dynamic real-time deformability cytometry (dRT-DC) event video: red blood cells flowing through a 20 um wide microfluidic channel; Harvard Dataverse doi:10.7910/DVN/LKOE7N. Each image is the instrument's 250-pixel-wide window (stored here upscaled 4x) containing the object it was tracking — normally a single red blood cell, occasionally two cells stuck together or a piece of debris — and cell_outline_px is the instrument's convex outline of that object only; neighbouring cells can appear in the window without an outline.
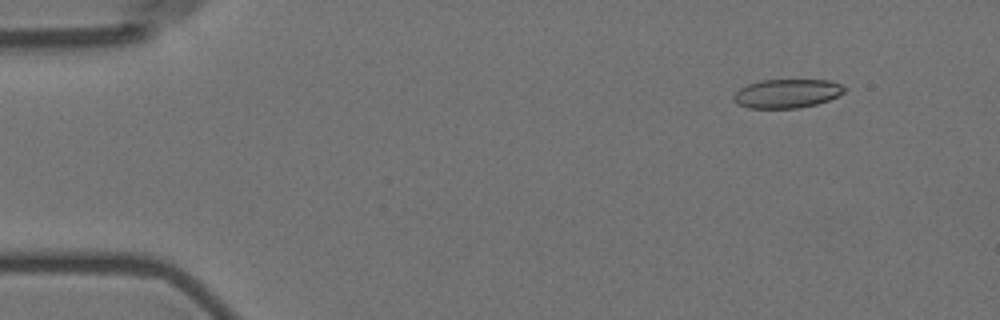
{"species": "Egyptian fruit bat (a non-hibernating species)", "species_latin": "Rousettus aegyptiacus", "temperature_condition": "room temperature", "stored_images_in_passage": 5, "camera_frame_rate_fps": 3000, "um_per_image_px": 0.085, "animal": {"sex": "female"}, "frame": {"image": 1, "passage_image": 2, "time_ms": 1.0, "image_size_px": [1000, 320], "cell_outline_px": [[848, 88], [844, 92], [828, 100], [816, 104], [796, 108], [748, 108], [736, 104], [732, 100], [732, 96], [740, 88], [748, 84], [760, 80], [832, 80]], "centroid_in_image_um": [66.87, 7.94], "position_along_channel_um": 18.1, "area_um2": 18.73}}
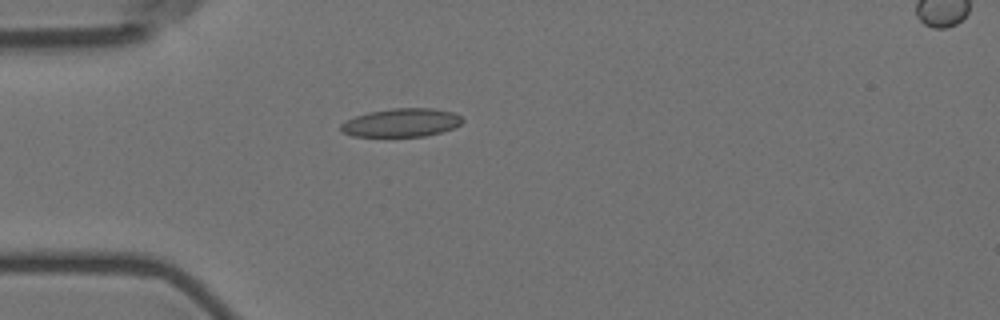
{"frame": {"image": 2, "passage_image": 5, "time_ms": 4.333, "image_size_px": [1000, 320], "cell_outline_px": [[464, 120], [460, 124], [452, 128], [440, 132], [424, 136], [352, 136], [340, 132], [340, 124], [356, 116], [368, 112], [392, 108], [432, 108], [452, 112], [460, 116]], "centroid_in_image_um": [34.09, 10.42], "position_along_channel_um": 50.9, "area_um2": 20.0}}